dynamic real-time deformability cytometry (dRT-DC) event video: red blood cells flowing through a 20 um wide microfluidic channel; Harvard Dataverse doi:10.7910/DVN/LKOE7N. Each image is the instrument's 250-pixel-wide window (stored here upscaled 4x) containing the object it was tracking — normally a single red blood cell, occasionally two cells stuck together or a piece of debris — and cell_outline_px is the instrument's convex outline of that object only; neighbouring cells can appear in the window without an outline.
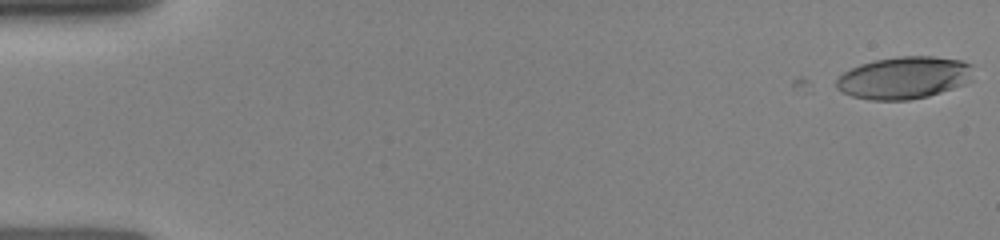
{"species": "human", "species_latin": "Homo sapiens", "temperature_condition": "room temperature", "stored_images_in_passage": 7, "camera_frame_rate_fps": 3000, "um_per_image_px": 0.085, "donor": {"sex": "female"}, "frame": {"image": 1, "passage_image": 1, "time_ms": 0.0, "image_size_px": [1000, 240], "cell_outline_px": [[972, 80], [964, 84], [928, 96], [908, 100], [872, 100], [852, 96], [836, 88], [836, 80], [844, 72], [860, 64], [876, 60], [900, 56], [932, 56], [960, 60], [972, 64]], "centroid_in_image_um": [76.86, 6.6], "position_along_channel_um": 8.1, "area_um2": 33.58}}
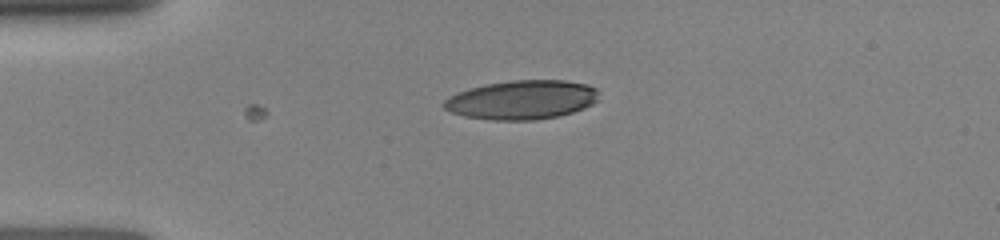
{"frame": {"image": 2, "passage_image": 6, "time_ms": 3.667, "image_size_px": [1000, 240], "cell_outline_px": [[600, 92], [596, 100], [592, 104], [584, 108], [572, 112], [556, 116], [536, 120], [492, 120], [464, 116], [452, 112], [444, 108], [440, 104], [448, 96], [456, 92], [488, 84], [512, 80], [564, 80], [588, 84], [596, 88]], "centroid_in_image_um": [44.35, 8.48], "position_along_channel_um": 40.6, "area_um2": 35.32}}